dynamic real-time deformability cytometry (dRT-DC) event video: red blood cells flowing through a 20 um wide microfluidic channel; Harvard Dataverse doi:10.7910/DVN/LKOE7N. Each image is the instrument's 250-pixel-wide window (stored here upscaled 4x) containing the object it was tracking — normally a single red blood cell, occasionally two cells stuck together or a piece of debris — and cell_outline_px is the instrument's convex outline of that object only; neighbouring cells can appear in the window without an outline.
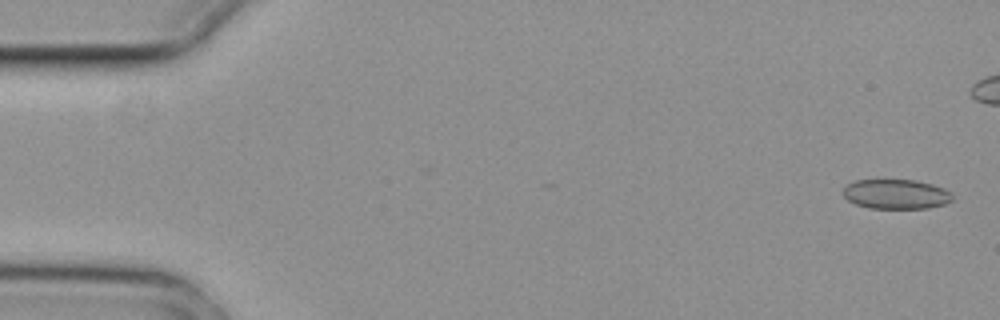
{"species": "common noctule bat (a hibernating species)", "species_latin": "Nyctalus noctula", "temperature_condition": "cold", "stored_images_in_passage": 6, "camera_frame_rate_fps": 3000, "um_per_image_px": 0.085, "animal": {"sex": "female", "body_mass_g": 29.2, "forearm_length_mm": 56.3}, "frame": {"image": 1, "passage_image": 1, "time_ms": 0.0, "image_size_px": [1000, 320], "cell_outline_px": [[952, 200], [944, 204], [928, 208], [868, 208], [856, 204], [848, 200], [844, 196], [844, 188], [848, 184], [856, 180], [916, 180], [932, 184], [944, 188], [952, 196]], "centroid_in_image_um": [76.16, 16.5], "position_along_channel_um": 8.8, "area_um2": 18.73}}